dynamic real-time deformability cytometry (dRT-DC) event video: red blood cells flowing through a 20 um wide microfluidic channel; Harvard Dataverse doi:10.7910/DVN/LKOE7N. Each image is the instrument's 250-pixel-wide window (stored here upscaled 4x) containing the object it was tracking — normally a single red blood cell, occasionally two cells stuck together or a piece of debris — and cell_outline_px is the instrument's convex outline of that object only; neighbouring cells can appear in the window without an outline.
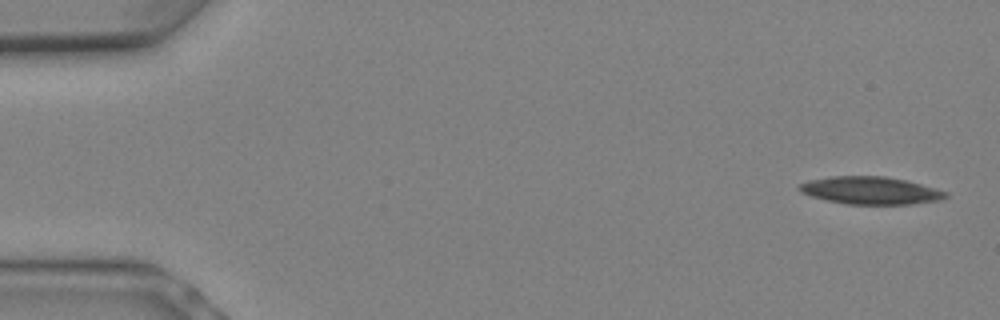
{"species": "Egyptian fruit bat (a non-hibernating species)", "species_latin": "Rousettus aegyptiacus", "temperature_condition": "warm", "stored_images_in_passage": 8, "camera_frame_rate_fps": 3000, "um_per_image_px": 0.085, "animal": {"sex": "female"}, "frame": {"image": 1, "passage_image": 1, "time_ms": 0.0, "image_size_px": [1000, 320], "cell_outline_px": [[948, 196], [944, 200], [912, 204], [848, 204], [828, 200], [812, 196], [800, 192], [796, 188], [800, 184], [808, 180], [832, 176], [884, 176], [904, 180], [920, 184], [948, 192]], "centroid_in_image_um": [74.01, 16.19], "position_along_channel_um": 11.0, "area_um2": 23.47}}
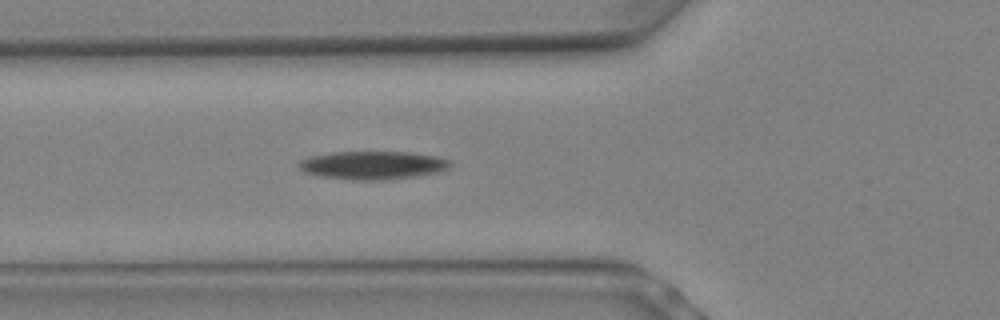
{"frame": {"image": 2, "passage_image": 8, "time_ms": 2.333, "image_size_px": [1000, 320], "cell_outline_px": [[452, 164], [448, 168], [440, 172], [416, 176], [384, 180], [348, 180], [320, 176], [300, 172], [296, 164], [300, 160], [308, 156], [332, 152], [412, 152], [440, 156], [452, 160]], "centroid_in_image_um": [31.67, 14.04], "position_along_channel_um": 94.1, "area_um2": 25.55}}